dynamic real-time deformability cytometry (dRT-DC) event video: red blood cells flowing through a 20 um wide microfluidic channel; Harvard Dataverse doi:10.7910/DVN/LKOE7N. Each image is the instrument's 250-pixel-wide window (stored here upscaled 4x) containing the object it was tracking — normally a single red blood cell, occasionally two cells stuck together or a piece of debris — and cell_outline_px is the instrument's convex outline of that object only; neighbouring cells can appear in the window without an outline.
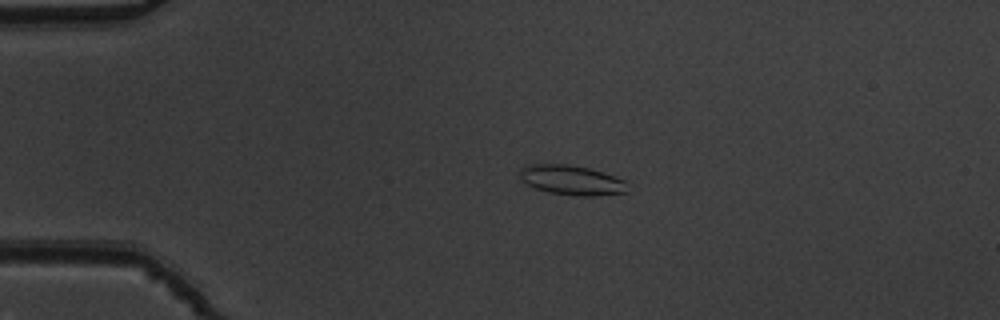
{"species": "common noctule bat (a hibernating species)", "species_latin": "Nyctalus noctula", "temperature_condition": "warm", "stored_images_in_passage": 46, "camera_frame_rate_fps": 3000, "um_per_image_px": 0.085, "animal": {"sex": "male", "body_mass_g": 19.5, "forearm_length_mm": 54.6}, "frame": {"image": 1, "passage_image": 5, "time_ms": 1.333, "image_size_px": [1000, 320], "cell_outline_px": [[628, 192], [592, 196], [572, 196], [548, 192], [524, 184], [520, 180], [520, 168], [528, 164], [568, 164], [588, 168], [624, 180]], "centroid_in_image_um": [48.51, 15.32], "position_along_channel_um": 36.5, "area_um2": 18.67}}
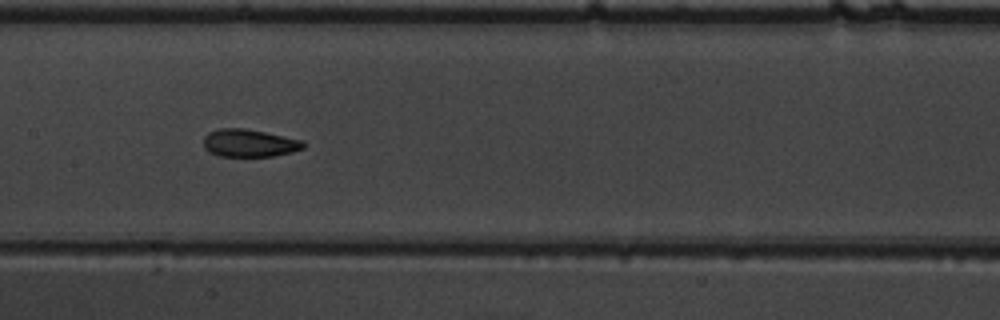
{"frame": {"image": 2, "passage_image": 20, "time_ms": 6.333, "image_size_px": [1000, 320], "cell_outline_px": [[304, 148], [292, 152], [272, 156], [220, 156], [208, 152], [204, 148], [204, 136], [208, 132], [220, 128], [244, 128], [264, 132], [300, 140], [304, 144]], "centroid_in_image_um": [21.13, 12.16], "position_along_channel_um": 186.3, "area_um2": 15.95}}
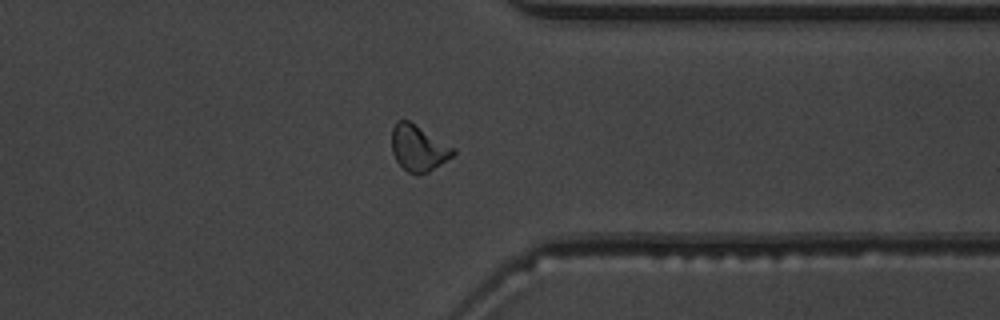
{"frame": {"image": 3, "passage_image": 35, "time_ms": 11.333, "image_size_px": [1000, 320], "cell_outline_px": [[456, 152], [452, 156], [428, 172], [408, 172], [396, 160], [392, 152], [392, 128], [396, 120], [408, 120], [456, 148]], "centroid_in_image_um": [35.56, 12.55], "position_along_channel_um": 375.8, "area_um2": 16.18}, "authors_computed_cell_mechanics": {"area_um2": 16.3863, "velocity_mm_per_s": 3.8554, "shape_relaxation_time_tau1_ms": null, "shape_relaxation_time_tau2_ms": 1.7932, "deformation_change_tau1": null, "deformation_change_tau2": 0.0825}}